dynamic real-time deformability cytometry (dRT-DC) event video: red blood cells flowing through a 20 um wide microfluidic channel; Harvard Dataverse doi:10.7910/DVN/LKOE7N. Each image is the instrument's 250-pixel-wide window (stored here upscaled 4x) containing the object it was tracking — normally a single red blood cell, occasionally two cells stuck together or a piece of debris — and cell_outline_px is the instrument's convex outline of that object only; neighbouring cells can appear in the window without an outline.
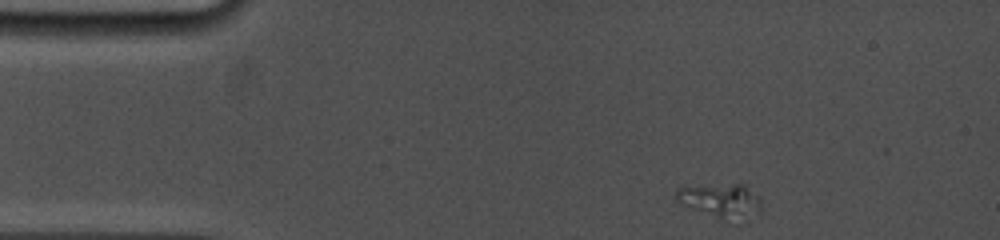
{"species": "common noctule bat (a hibernating species)", "species_latin": "Nyctalus noctula", "temperature_condition": "cold", "stored_images_in_passage": 47, "camera_frame_rate_fps": 5000, "um_per_image_px": 0.085, "animal": {"sex": "female", "body_mass_g": 19.0, "forearm_length_mm": 53.3}, "frame": {"image": 1, "passage_image": 1, "time_ms": 0.0, "image_size_px": [1000, 240], "cell_outline_px": [[760, 216], [720, 220], [680, 204], [676, 200], [676, 188], [732, 184], [744, 184], [760, 196]], "centroid_in_image_um": [61.3, 17.07], "position_along_channel_um": 23.7, "area_um2": 16.94}}
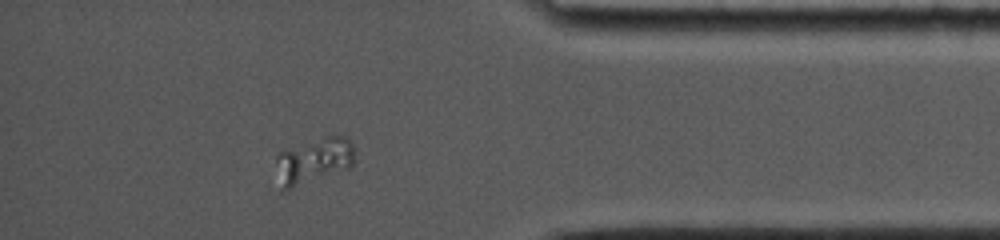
{"frame": {"image": 2, "passage_image": 42, "time_ms": 12.6, "image_size_px": [1000, 240], "cell_outline_px": [[352, 164], [348, 168], [288, 188], [284, 188], [276, 160], [276, 156], [280, 152], [324, 132], [336, 132], [352, 140]], "centroid_in_image_um": [26.75, 13.48], "position_along_channel_um": 408.5, "area_um2": 20.69}}